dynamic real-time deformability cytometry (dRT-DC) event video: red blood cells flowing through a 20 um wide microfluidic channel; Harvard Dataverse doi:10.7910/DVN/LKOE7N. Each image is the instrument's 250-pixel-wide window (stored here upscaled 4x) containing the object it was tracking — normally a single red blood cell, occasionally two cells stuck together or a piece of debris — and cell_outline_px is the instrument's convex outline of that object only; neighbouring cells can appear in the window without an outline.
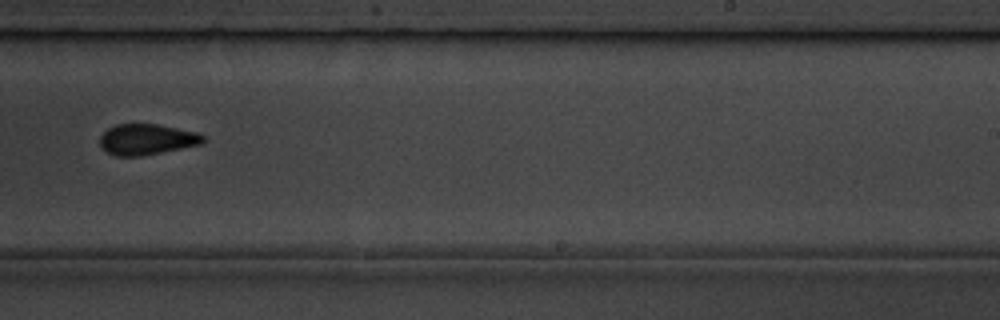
{"species": "common noctule bat (a hibernating species)", "species_latin": "Nyctalus noctula", "temperature_condition": "room temperature", "stored_images_in_passage": 11, "camera_frame_rate_fps": 3000, "um_per_image_px": 0.085, "animal": {"sex": "male", "body_mass_g": 19.5, "forearm_length_mm": 54.6}, "frame": {"image": 1, "passage_image": 11, "time_ms": 12.333, "image_size_px": [1000, 320], "cell_outline_px": [[204, 144], [140, 156], [116, 156], [100, 148], [100, 136], [108, 128], [116, 124], [156, 124], [196, 132], [204, 136]], "centroid_in_image_um": [12.46, 11.85], "position_along_channel_um": 276.5, "area_um2": 18.5}}